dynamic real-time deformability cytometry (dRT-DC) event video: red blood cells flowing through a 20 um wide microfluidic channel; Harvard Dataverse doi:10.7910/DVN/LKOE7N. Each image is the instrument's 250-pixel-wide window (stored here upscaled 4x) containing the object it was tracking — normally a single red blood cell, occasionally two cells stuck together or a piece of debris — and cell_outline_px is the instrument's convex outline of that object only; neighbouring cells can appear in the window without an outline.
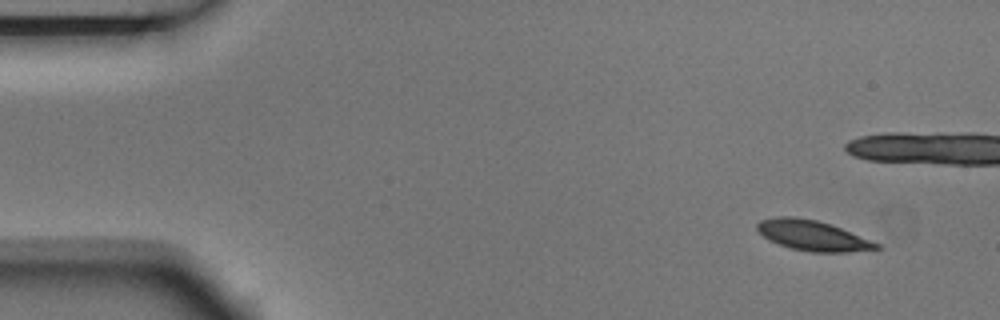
{"species": "Egyptian fruit bat (a non-hibernating species)", "species_latin": "Rousettus aegyptiacus", "temperature_condition": "room temperature", "stored_images_in_passage": 5, "segment_of_instrument_passage": [2, 2], "camera_frame_rate_fps": 3000, "um_per_image_px": 0.085, "animal": {"sex": "male"}, "frame": {"image": 1, "passage_image": 5, "time_ms": 1.333, "image_size_px": [1000, 320], "cell_outline_px": [[880, 248], [848, 252], [812, 252], [792, 248], [768, 240], [756, 228], [756, 224], [760, 220], [776, 216], [792, 216], [816, 220], [832, 224], [880, 244]], "centroid_in_image_um": [69.05, 20.0], "position_along_channel_um": 16.0, "area_um2": 20.87}}